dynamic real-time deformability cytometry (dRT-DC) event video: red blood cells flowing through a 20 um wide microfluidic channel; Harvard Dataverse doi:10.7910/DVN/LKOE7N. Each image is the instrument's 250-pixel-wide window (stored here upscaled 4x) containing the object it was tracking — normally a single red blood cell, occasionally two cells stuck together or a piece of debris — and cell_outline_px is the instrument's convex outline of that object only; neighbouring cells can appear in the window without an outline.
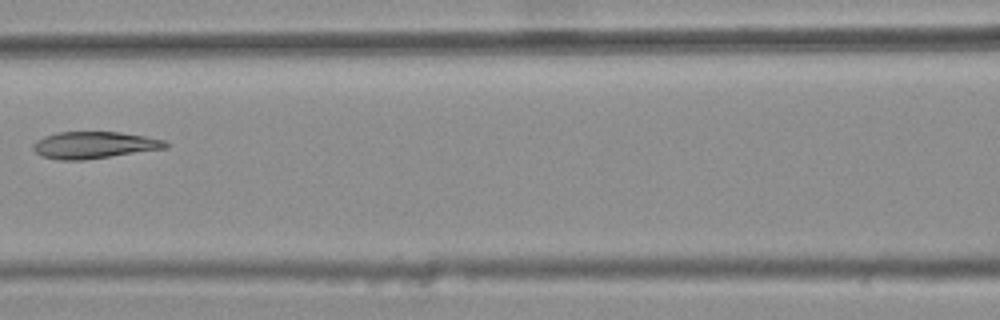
{"species": "common noctule bat (a hibernating species)", "species_latin": "Nyctalus noctula", "temperature_condition": "warm", "stored_images_in_passage": 5, "camera_frame_rate_fps": 3000, "um_per_image_px": 0.085, "animal": {"sex": "female", "body_mass_g": 25.1}, "frame": {"image": 1, "passage_image": 4, "time_ms": 1.0, "image_size_px": [1000, 320], "cell_outline_px": [[168, 148], [84, 160], [60, 160], [40, 156], [32, 148], [32, 144], [36, 140], [44, 136], [56, 132], [120, 132], [144, 136], [164, 140], [168, 144]], "centroid_in_image_um": [7.97, 12.33], "position_along_channel_um": 158.6, "area_um2": 20.81}}
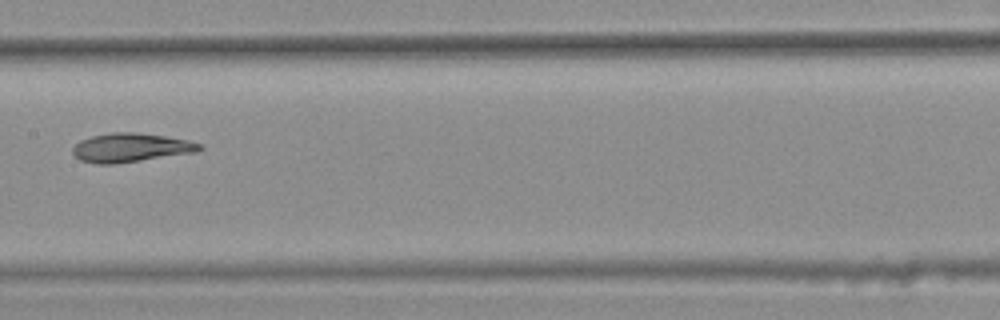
{"frame": {"image": 2, "passage_image": 5, "time_ms": 1.333, "image_size_px": [1000, 320], "cell_outline_px": [[204, 148], [196, 152], [116, 164], [96, 164], [80, 160], [72, 152], [72, 148], [80, 140], [92, 136], [112, 132], [136, 132], [164, 136], [188, 140], [204, 144]], "centroid_in_image_um": [11.13, 12.55], "position_along_channel_um": 196.3, "area_um2": 21.44}}